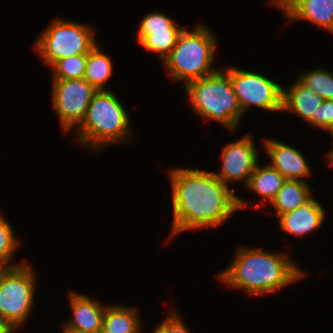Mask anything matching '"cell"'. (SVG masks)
I'll return each instance as SVG.
<instances>
[{"label": "cell", "mask_w": 333, "mask_h": 333, "mask_svg": "<svg viewBox=\"0 0 333 333\" xmlns=\"http://www.w3.org/2000/svg\"><path fill=\"white\" fill-rule=\"evenodd\" d=\"M168 176L173 215L168 240L187 231L216 229L240 209L259 210L262 204L240 197L208 169L179 166L169 169Z\"/></svg>", "instance_id": "obj_1"}, {"label": "cell", "mask_w": 333, "mask_h": 333, "mask_svg": "<svg viewBox=\"0 0 333 333\" xmlns=\"http://www.w3.org/2000/svg\"><path fill=\"white\" fill-rule=\"evenodd\" d=\"M235 251L231 263L216 278L226 287L249 296L274 295L307 276L287 251L270 252L246 245Z\"/></svg>", "instance_id": "obj_2"}, {"label": "cell", "mask_w": 333, "mask_h": 333, "mask_svg": "<svg viewBox=\"0 0 333 333\" xmlns=\"http://www.w3.org/2000/svg\"><path fill=\"white\" fill-rule=\"evenodd\" d=\"M126 105L111 90L97 91L89 103L87 114L72 132L75 143L93 152L102 151L113 144L133 140V127Z\"/></svg>", "instance_id": "obj_3"}, {"label": "cell", "mask_w": 333, "mask_h": 333, "mask_svg": "<svg viewBox=\"0 0 333 333\" xmlns=\"http://www.w3.org/2000/svg\"><path fill=\"white\" fill-rule=\"evenodd\" d=\"M183 89L198 118L217 121L232 133L237 130L244 114L230 81V66L191 81Z\"/></svg>", "instance_id": "obj_4"}, {"label": "cell", "mask_w": 333, "mask_h": 333, "mask_svg": "<svg viewBox=\"0 0 333 333\" xmlns=\"http://www.w3.org/2000/svg\"><path fill=\"white\" fill-rule=\"evenodd\" d=\"M192 30L187 27L183 29L175 46L162 62L170 80L181 82V87L222 67L213 66L219 48L217 35L204 23H198Z\"/></svg>", "instance_id": "obj_5"}, {"label": "cell", "mask_w": 333, "mask_h": 333, "mask_svg": "<svg viewBox=\"0 0 333 333\" xmlns=\"http://www.w3.org/2000/svg\"><path fill=\"white\" fill-rule=\"evenodd\" d=\"M87 24L64 18L52 19L38 35L33 48L43 65L51 68L61 59L87 54L97 44L96 31Z\"/></svg>", "instance_id": "obj_6"}, {"label": "cell", "mask_w": 333, "mask_h": 333, "mask_svg": "<svg viewBox=\"0 0 333 333\" xmlns=\"http://www.w3.org/2000/svg\"><path fill=\"white\" fill-rule=\"evenodd\" d=\"M29 261L0 268V318L16 332L27 325L36 304L37 275Z\"/></svg>", "instance_id": "obj_7"}, {"label": "cell", "mask_w": 333, "mask_h": 333, "mask_svg": "<svg viewBox=\"0 0 333 333\" xmlns=\"http://www.w3.org/2000/svg\"><path fill=\"white\" fill-rule=\"evenodd\" d=\"M230 81L243 114L251 107L272 113L282 111L283 86L273 77L232 65Z\"/></svg>", "instance_id": "obj_8"}, {"label": "cell", "mask_w": 333, "mask_h": 333, "mask_svg": "<svg viewBox=\"0 0 333 333\" xmlns=\"http://www.w3.org/2000/svg\"><path fill=\"white\" fill-rule=\"evenodd\" d=\"M51 80L52 109L63 133L72 134L84 120L89 103L98 90L84 78Z\"/></svg>", "instance_id": "obj_9"}, {"label": "cell", "mask_w": 333, "mask_h": 333, "mask_svg": "<svg viewBox=\"0 0 333 333\" xmlns=\"http://www.w3.org/2000/svg\"><path fill=\"white\" fill-rule=\"evenodd\" d=\"M253 133L247 132L240 139L224 144L221 152V167L213 171L215 176L227 186L240 183L245 187L251 174L260 163L259 148Z\"/></svg>", "instance_id": "obj_10"}, {"label": "cell", "mask_w": 333, "mask_h": 333, "mask_svg": "<svg viewBox=\"0 0 333 333\" xmlns=\"http://www.w3.org/2000/svg\"><path fill=\"white\" fill-rule=\"evenodd\" d=\"M139 23L136 43L145 50L157 54L162 62L185 28L183 25L180 26L176 19L160 11L147 13Z\"/></svg>", "instance_id": "obj_11"}, {"label": "cell", "mask_w": 333, "mask_h": 333, "mask_svg": "<svg viewBox=\"0 0 333 333\" xmlns=\"http://www.w3.org/2000/svg\"><path fill=\"white\" fill-rule=\"evenodd\" d=\"M262 148L270 159L268 163L274 169L279 171L286 180H300L307 182L314 172L306 156L300 149L288 145L279 139L261 138ZM307 179V180H306Z\"/></svg>", "instance_id": "obj_12"}, {"label": "cell", "mask_w": 333, "mask_h": 333, "mask_svg": "<svg viewBox=\"0 0 333 333\" xmlns=\"http://www.w3.org/2000/svg\"><path fill=\"white\" fill-rule=\"evenodd\" d=\"M68 296L71 315L63 324L66 328L80 333H98L102 330L103 315L107 305L88 294L70 290Z\"/></svg>", "instance_id": "obj_13"}, {"label": "cell", "mask_w": 333, "mask_h": 333, "mask_svg": "<svg viewBox=\"0 0 333 333\" xmlns=\"http://www.w3.org/2000/svg\"><path fill=\"white\" fill-rule=\"evenodd\" d=\"M326 218V208L313 196L303 206L276 219L280 230L300 238L307 237L322 228Z\"/></svg>", "instance_id": "obj_14"}, {"label": "cell", "mask_w": 333, "mask_h": 333, "mask_svg": "<svg viewBox=\"0 0 333 333\" xmlns=\"http://www.w3.org/2000/svg\"><path fill=\"white\" fill-rule=\"evenodd\" d=\"M286 88L283 86L282 111L291 113L309 124L317 116L323 98L302 84L297 78Z\"/></svg>", "instance_id": "obj_15"}, {"label": "cell", "mask_w": 333, "mask_h": 333, "mask_svg": "<svg viewBox=\"0 0 333 333\" xmlns=\"http://www.w3.org/2000/svg\"><path fill=\"white\" fill-rule=\"evenodd\" d=\"M138 308L124 304H108L104 315L102 330L106 333H142L143 319Z\"/></svg>", "instance_id": "obj_16"}, {"label": "cell", "mask_w": 333, "mask_h": 333, "mask_svg": "<svg viewBox=\"0 0 333 333\" xmlns=\"http://www.w3.org/2000/svg\"><path fill=\"white\" fill-rule=\"evenodd\" d=\"M310 185L300 180H286L270 204L274 209L272 214L279 217L307 203L314 196Z\"/></svg>", "instance_id": "obj_17"}, {"label": "cell", "mask_w": 333, "mask_h": 333, "mask_svg": "<svg viewBox=\"0 0 333 333\" xmlns=\"http://www.w3.org/2000/svg\"><path fill=\"white\" fill-rule=\"evenodd\" d=\"M285 181V177L268 163H259L245 188L259 195L258 198L263 204L265 201L271 204Z\"/></svg>", "instance_id": "obj_18"}, {"label": "cell", "mask_w": 333, "mask_h": 333, "mask_svg": "<svg viewBox=\"0 0 333 333\" xmlns=\"http://www.w3.org/2000/svg\"><path fill=\"white\" fill-rule=\"evenodd\" d=\"M103 46L96 44L88 53L84 79L98 91L110 90L107 83L114 76V63L111 57L103 52Z\"/></svg>", "instance_id": "obj_19"}, {"label": "cell", "mask_w": 333, "mask_h": 333, "mask_svg": "<svg viewBox=\"0 0 333 333\" xmlns=\"http://www.w3.org/2000/svg\"><path fill=\"white\" fill-rule=\"evenodd\" d=\"M307 21L333 34V0H305L286 20Z\"/></svg>", "instance_id": "obj_20"}, {"label": "cell", "mask_w": 333, "mask_h": 333, "mask_svg": "<svg viewBox=\"0 0 333 333\" xmlns=\"http://www.w3.org/2000/svg\"><path fill=\"white\" fill-rule=\"evenodd\" d=\"M0 212V268H12L25 263L23 261H15L17 249L20 247V239L16 235L14 228ZM18 262V263H17ZM22 262V263H21Z\"/></svg>", "instance_id": "obj_21"}, {"label": "cell", "mask_w": 333, "mask_h": 333, "mask_svg": "<svg viewBox=\"0 0 333 333\" xmlns=\"http://www.w3.org/2000/svg\"><path fill=\"white\" fill-rule=\"evenodd\" d=\"M296 78L323 100H333V71L328 68L316 66L311 70L298 73Z\"/></svg>", "instance_id": "obj_22"}, {"label": "cell", "mask_w": 333, "mask_h": 333, "mask_svg": "<svg viewBox=\"0 0 333 333\" xmlns=\"http://www.w3.org/2000/svg\"><path fill=\"white\" fill-rule=\"evenodd\" d=\"M87 54H77L57 61L51 67V79H81L86 70Z\"/></svg>", "instance_id": "obj_23"}, {"label": "cell", "mask_w": 333, "mask_h": 333, "mask_svg": "<svg viewBox=\"0 0 333 333\" xmlns=\"http://www.w3.org/2000/svg\"><path fill=\"white\" fill-rule=\"evenodd\" d=\"M166 317L156 326L151 333H193L191 329L189 330L187 324L182 320V315L180 316L177 309L174 307H169Z\"/></svg>", "instance_id": "obj_24"}, {"label": "cell", "mask_w": 333, "mask_h": 333, "mask_svg": "<svg viewBox=\"0 0 333 333\" xmlns=\"http://www.w3.org/2000/svg\"><path fill=\"white\" fill-rule=\"evenodd\" d=\"M333 124V100H323L318 106L317 116H313L312 121L308 124L312 128L326 131Z\"/></svg>", "instance_id": "obj_25"}, {"label": "cell", "mask_w": 333, "mask_h": 333, "mask_svg": "<svg viewBox=\"0 0 333 333\" xmlns=\"http://www.w3.org/2000/svg\"><path fill=\"white\" fill-rule=\"evenodd\" d=\"M305 0H267L268 4L280 9L287 19ZM286 15V16H285Z\"/></svg>", "instance_id": "obj_26"}, {"label": "cell", "mask_w": 333, "mask_h": 333, "mask_svg": "<svg viewBox=\"0 0 333 333\" xmlns=\"http://www.w3.org/2000/svg\"><path fill=\"white\" fill-rule=\"evenodd\" d=\"M0 333H15V331L4 321V319L0 318Z\"/></svg>", "instance_id": "obj_27"}, {"label": "cell", "mask_w": 333, "mask_h": 333, "mask_svg": "<svg viewBox=\"0 0 333 333\" xmlns=\"http://www.w3.org/2000/svg\"><path fill=\"white\" fill-rule=\"evenodd\" d=\"M325 155V161H327V163L333 167V148H330V150L326 151V153H324Z\"/></svg>", "instance_id": "obj_28"}, {"label": "cell", "mask_w": 333, "mask_h": 333, "mask_svg": "<svg viewBox=\"0 0 333 333\" xmlns=\"http://www.w3.org/2000/svg\"><path fill=\"white\" fill-rule=\"evenodd\" d=\"M61 333H80V332L68 329L62 324L61 325Z\"/></svg>", "instance_id": "obj_29"}, {"label": "cell", "mask_w": 333, "mask_h": 333, "mask_svg": "<svg viewBox=\"0 0 333 333\" xmlns=\"http://www.w3.org/2000/svg\"><path fill=\"white\" fill-rule=\"evenodd\" d=\"M325 133L329 134L333 138V124L325 131Z\"/></svg>", "instance_id": "obj_30"}, {"label": "cell", "mask_w": 333, "mask_h": 333, "mask_svg": "<svg viewBox=\"0 0 333 333\" xmlns=\"http://www.w3.org/2000/svg\"><path fill=\"white\" fill-rule=\"evenodd\" d=\"M98 333H106V332H104L103 330H100Z\"/></svg>", "instance_id": "obj_31"}]
</instances>
